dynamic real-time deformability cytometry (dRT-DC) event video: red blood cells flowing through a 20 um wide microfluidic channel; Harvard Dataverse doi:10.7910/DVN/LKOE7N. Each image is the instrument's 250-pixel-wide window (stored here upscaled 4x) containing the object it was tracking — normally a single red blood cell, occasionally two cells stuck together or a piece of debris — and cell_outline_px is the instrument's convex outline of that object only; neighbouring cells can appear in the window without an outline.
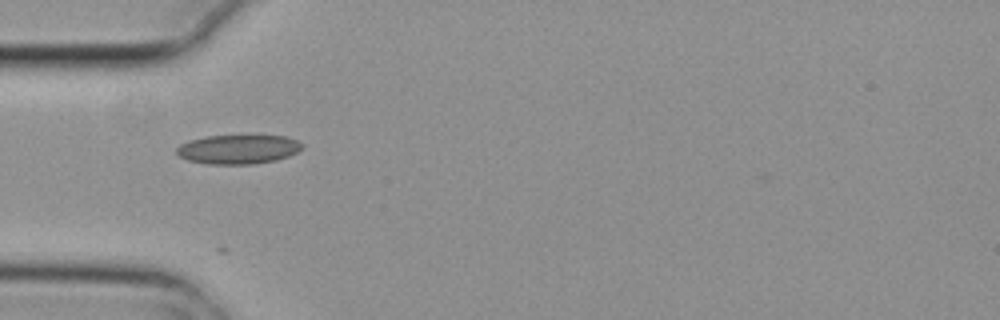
{"species": "common noctule bat (a hibernating species)", "species_latin": "Nyctalus noctula", "temperature_condition": "cold", "stored_images_in_passage": 2, "camera_frame_rate_fps": 3000, "um_per_image_px": 0.085, "animal": {"sex": "female", "body_mass_g": 29.2, "forearm_length_mm": 56.3}, "frame": {"image": 1, "passage_image": 1, "time_ms": 0.0, "image_size_px": [1000, 320], "cell_outline_px": [[304, 148], [288, 156], [276, 160], [252, 164], [208, 164], [188, 160], [180, 156], [176, 152], [176, 148], [180, 144], [188, 140], [208, 136], [288, 136], [304, 144]], "centroid_in_image_um": [20.25, 12.69], "position_along_channel_um": 64.7, "area_um2": 21.33}}
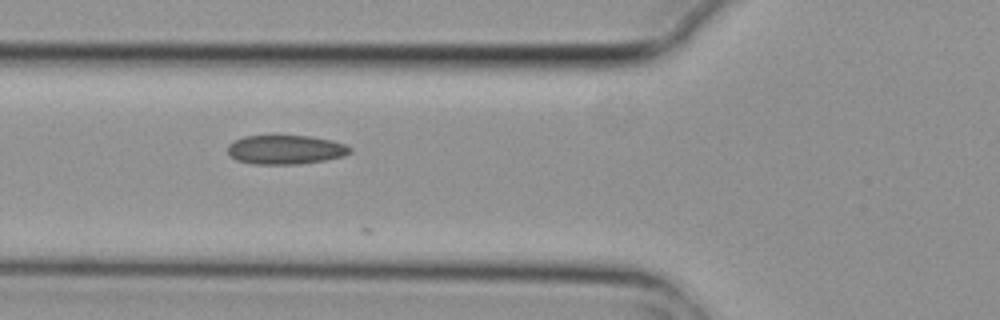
{"frame": {"image": 2, "passage_image": 2, "time_ms": 0.333, "image_size_px": [1000, 320], "cell_outline_px": [[352, 152], [344, 156], [324, 160], [300, 164], [256, 164], [236, 160], [228, 152], [228, 144], [232, 140], [244, 136], [312, 136], [332, 140], [344, 144], [352, 148]], "centroid_in_image_um": [24.28, 12.72], "position_along_channel_um": 101.5, "area_um2": 20.81}}